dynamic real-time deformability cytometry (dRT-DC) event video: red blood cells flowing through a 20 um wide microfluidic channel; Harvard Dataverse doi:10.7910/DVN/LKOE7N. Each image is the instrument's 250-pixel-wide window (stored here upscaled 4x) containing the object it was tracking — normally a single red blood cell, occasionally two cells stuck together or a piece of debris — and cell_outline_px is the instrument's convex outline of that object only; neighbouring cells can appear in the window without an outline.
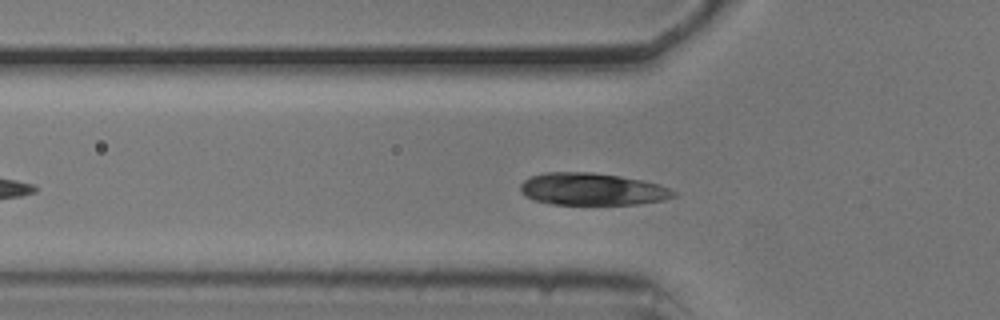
{"species": "common noctule bat (a hibernating species)", "species_latin": "Nyctalus noctula", "temperature_condition": "cold", "stored_images_in_passage": 41, "camera_frame_rate_fps": 3000, "um_per_image_px": 0.085, "animal": {"sex": "male", "body_mass_g": 20.5, "forearm_length_mm": 52.5}, "frame": {"image": 1, "passage_image": 11, "time_ms": 3.333, "image_size_px": [1000, 320], "cell_outline_px": [[676, 196], [664, 200], [636, 204], [552, 204], [532, 200], [524, 196], [520, 188], [520, 184], [524, 180], [532, 176], [544, 172], [592, 172], [620, 176], [644, 180], [660, 184], [676, 192]], "centroid_in_image_um": [50.33, 16.07], "position_along_channel_um": 75.5, "area_um2": 28.9}}
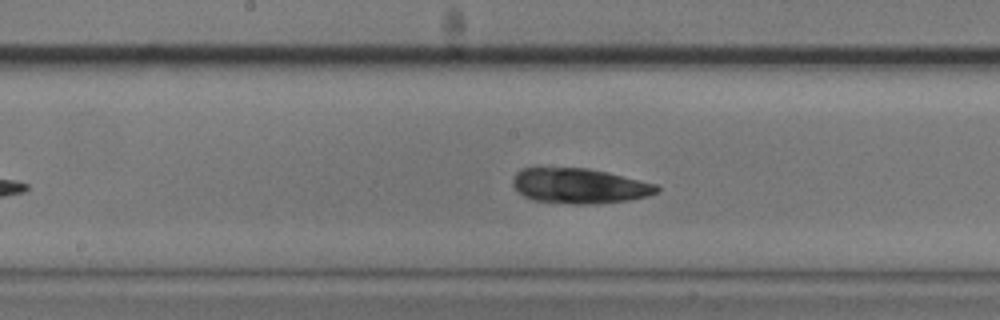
{"frame": {"image": 2, "passage_image": 21, "time_ms": 6.667, "image_size_px": [1000, 320], "cell_outline_px": [[660, 192], [648, 196], [628, 200], [588, 204], [572, 204], [532, 200], [524, 196], [512, 184], [512, 180], [516, 172], [524, 168], [588, 168], [608, 172], [656, 184], [660, 188]], "centroid_in_image_um": [49.27, 15.8], "position_along_channel_um": 198.9, "area_um2": 29.42}}
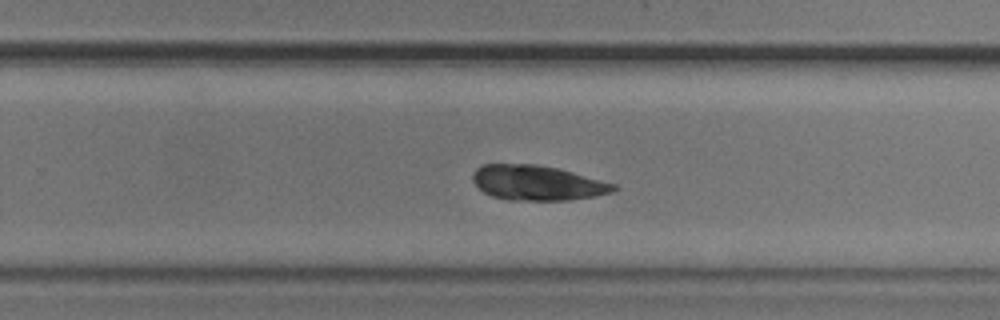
{"frame": {"image": 3, "passage_image": 28, "time_ms": 9.0, "image_size_px": [1000, 320], "cell_outline_px": [[616, 188], [612, 192], [596, 196], [568, 200], [508, 200], [492, 196], [484, 192], [472, 180], [472, 176], [476, 168], [480, 164], [536, 164], [556, 168], [572, 172], [616, 184]], "centroid_in_image_um": [45.64, 15.54], "position_along_channel_um": 284.2, "area_um2": 28.55}}